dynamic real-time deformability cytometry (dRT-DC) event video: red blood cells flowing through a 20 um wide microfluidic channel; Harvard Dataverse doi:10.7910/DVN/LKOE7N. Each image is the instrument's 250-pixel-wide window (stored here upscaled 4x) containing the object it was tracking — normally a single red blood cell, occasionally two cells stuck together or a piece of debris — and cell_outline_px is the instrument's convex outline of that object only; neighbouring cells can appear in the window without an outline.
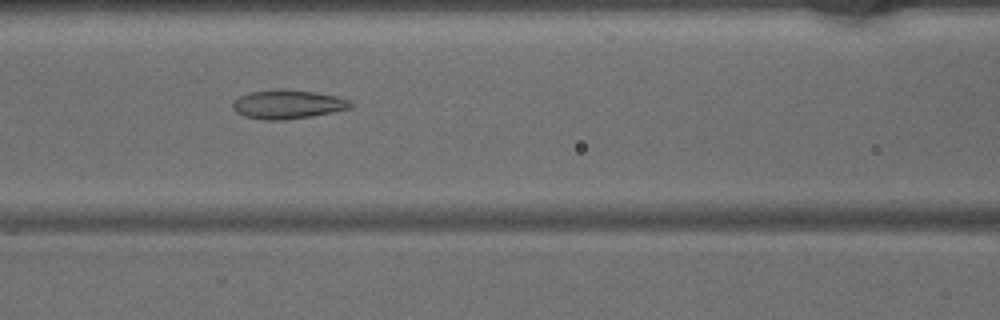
{"species": "common noctule bat (a hibernating species)", "species_latin": "Nyctalus noctula", "temperature_condition": "warm", "stored_images_in_passage": 47, "camera_frame_rate_fps": 3000, "um_per_image_px": 0.085, "animal": {"sex": "male", "body_mass_g": 15.6}, "frame": {"image": 1, "passage_image": 20, "time_ms": 6.333, "image_size_px": [1000, 320], "cell_outline_px": [[352, 108], [312, 116], [284, 120], [264, 120], [244, 116], [236, 112], [232, 108], [232, 104], [240, 96], [248, 92], [284, 88], [316, 92], [336, 96], [348, 100], [352, 104]], "centroid_in_image_um": [24.44, 8.86], "position_along_channel_um": 142.2, "area_um2": 19.94}}
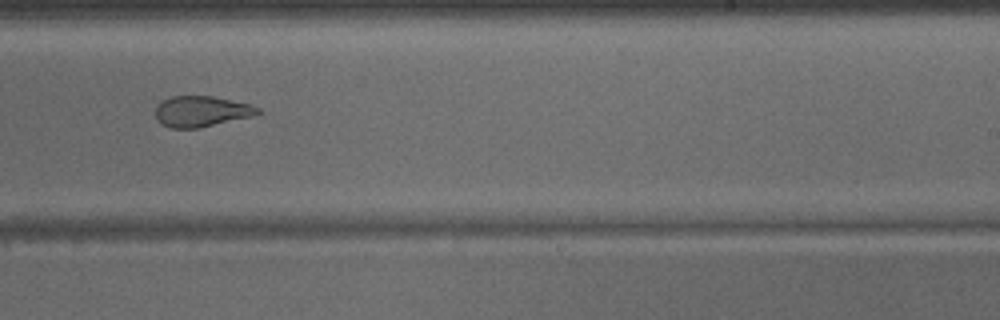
{"frame": {"image": 2, "passage_image": 29, "time_ms": 9.333, "image_size_px": [1000, 320], "cell_outline_px": [[260, 112], [252, 116], [196, 128], [172, 128], [160, 124], [156, 120], [156, 104], [172, 96], [212, 96], [252, 104], [260, 108]], "centroid_in_image_um": [17.09, 9.46], "position_along_channel_um": 271.9, "area_um2": 18.26}}
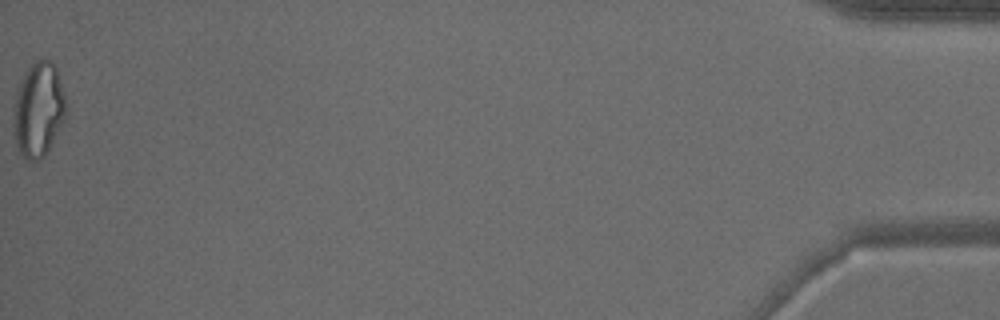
{"frame": {"image": 3, "passage_image": 47, "time_ms": 15.333, "image_size_px": [1000, 320], "cell_outline_px": [[68, 112], [44, 156], [40, 160], [24, 160], [16, 148], [16, 100], [20, 84], [28, 68], [36, 60], [44, 56], [52, 60], [56, 64], [64, 92], [68, 108]], "centroid_in_image_um": [3.34, 9.27], "position_along_channel_um": 431.9, "area_um2": 28.55}}